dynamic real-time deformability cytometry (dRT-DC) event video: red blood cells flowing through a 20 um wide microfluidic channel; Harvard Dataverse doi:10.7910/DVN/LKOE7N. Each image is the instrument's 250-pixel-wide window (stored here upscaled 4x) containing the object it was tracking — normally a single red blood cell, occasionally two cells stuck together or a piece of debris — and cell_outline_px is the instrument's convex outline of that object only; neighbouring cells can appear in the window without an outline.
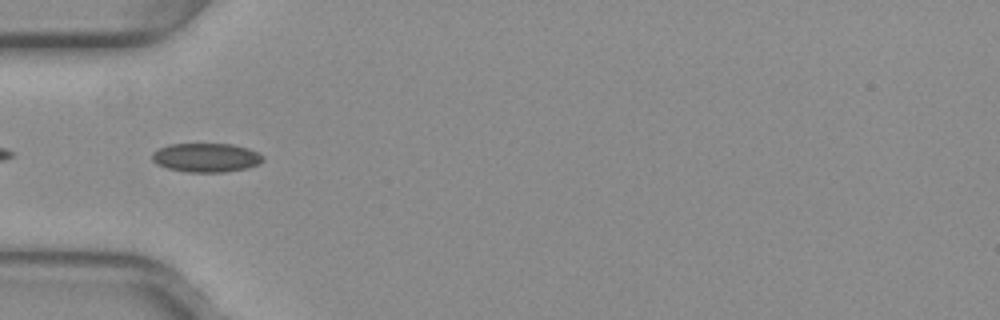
{"species": "common noctule bat (a hibernating species)", "species_latin": "Nyctalus noctula", "temperature_condition": "warm", "stored_images_in_passage": 5, "camera_frame_rate_fps": 3000, "um_per_image_px": 0.085, "animal": {"sex": "female", "body_mass_g": 29.2, "forearm_length_mm": 56.3}, "frame": {"image": 1, "passage_image": 1, "time_ms": 0.0, "image_size_px": [1000, 320], "cell_outline_px": [[264, 160], [260, 164], [248, 168], [224, 172], [188, 172], [168, 168], [156, 164], [152, 160], [152, 152], [168, 144], [232, 144], [248, 148], [264, 156]], "centroid_in_image_um": [17.54, 13.4], "position_along_channel_um": 67.5, "area_um2": 18.79}}